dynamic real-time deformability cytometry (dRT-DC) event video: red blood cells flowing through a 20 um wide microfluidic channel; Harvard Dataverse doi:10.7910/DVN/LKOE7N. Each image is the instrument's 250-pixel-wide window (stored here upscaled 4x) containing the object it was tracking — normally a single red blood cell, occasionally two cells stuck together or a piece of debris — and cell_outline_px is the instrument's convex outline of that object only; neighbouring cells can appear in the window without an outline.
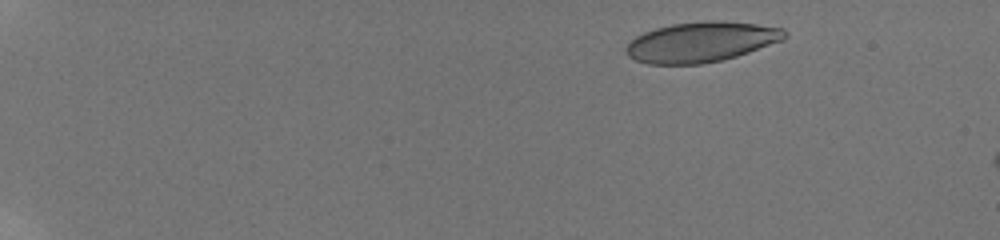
{"species": "human", "species_latin": "Homo sapiens", "temperature_condition": "room temperature", "stored_images_in_passage": 9, "camera_frame_rate_fps": 3000, "um_per_image_px": 0.085, "donor": {"sex": "male"}, "frame": {"image": 1, "passage_image": 2, "time_ms": 0.667, "image_size_px": [1000, 240], "cell_outline_px": [[788, 36], [784, 40], [736, 56], [720, 60], [700, 64], [648, 64], [636, 60], [628, 56], [624, 52], [624, 48], [636, 36], [644, 32], [656, 28], [672, 24], [708, 20], [716, 20], [756, 24], [784, 28], [788, 32]], "centroid_in_image_um": [59.61, 3.56], "position_along_channel_um": 25.4, "area_um2": 37.17}}